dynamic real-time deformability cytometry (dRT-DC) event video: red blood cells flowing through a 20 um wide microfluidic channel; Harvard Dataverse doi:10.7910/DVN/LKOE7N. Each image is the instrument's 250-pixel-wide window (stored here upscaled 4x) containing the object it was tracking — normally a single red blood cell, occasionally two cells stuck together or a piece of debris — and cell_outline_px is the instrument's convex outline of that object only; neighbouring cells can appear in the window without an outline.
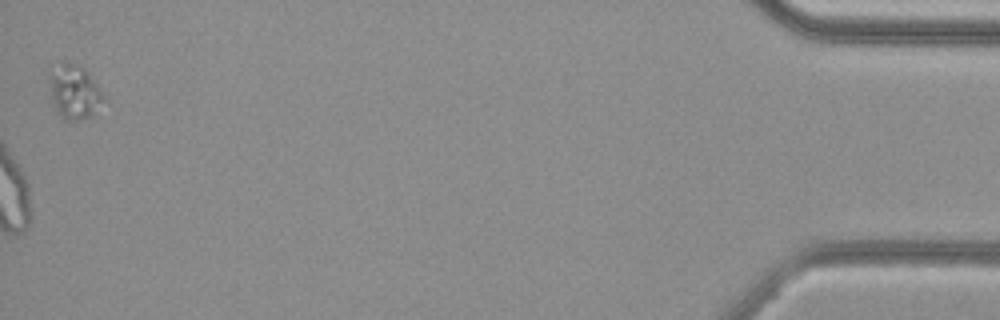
{"species": "common noctule bat (a hibernating species)", "species_latin": "Nyctalus noctula", "temperature_condition": "cold", "stored_images_in_passage": 42, "camera_frame_rate_fps": 3000, "um_per_image_px": 0.085, "animal": {"sex": "female", "body_mass_g": 29.2, "forearm_length_mm": 56.3}, "frame": {"image": 1, "passage_image": 42, "time_ms": 13.667, "image_size_px": [1000, 320], "cell_outline_px": [[104, 100], [92, 116], [80, 120], [64, 120], [56, 112], [52, 104], [48, 76], [48, 68], [64, 64], [72, 64], [84, 68], [88, 72], [104, 96]], "centroid_in_image_um": [6.27, 7.84], "position_along_channel_um": 428.9, "area_um2": 17.11}, "authors_computed_cell_mechanics": {"area_um2": 25.3742, "velocity_mm_per_s": 3.7845, "shape_relaxation_time_tau1_ms": null, "shape_relaxation_time_tau2_ms": 1.7481, "deformation_change_tau1": null, "deformation_change_tau2": 0.0747}}